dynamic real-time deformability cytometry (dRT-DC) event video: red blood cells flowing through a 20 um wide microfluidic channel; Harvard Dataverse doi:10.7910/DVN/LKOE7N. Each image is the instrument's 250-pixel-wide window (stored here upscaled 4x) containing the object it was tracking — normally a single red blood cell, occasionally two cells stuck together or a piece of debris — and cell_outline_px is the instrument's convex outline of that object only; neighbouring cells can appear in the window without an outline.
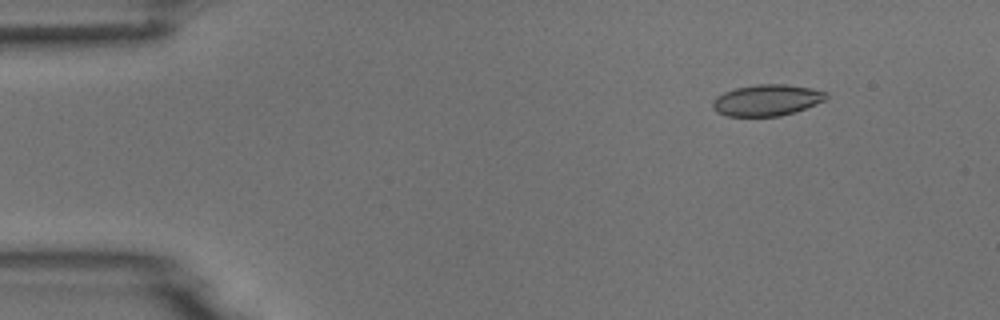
{"species": "common noctule bat (a hibernating species)", "species_latin": "Nyctalus noctula", "temperature_condition": "room temperature", "stored_images_in_passage": 5, "camera_frame_rate_fps": 3000, "um_per_image_px": 0.085, "animal": {"sex": "male", "body_mass_g": 18.8}, "frame": {"image": 1, "passage_image": 1, "time_ms": 0.0, "image_size_px": [1000, 320], "cell_outline_px": [[828, 96], [824, 100], [816, 104], [796, 112], [780, 116], [728, 116], [716, 112], [712, 108], [712, 104], [716, 96], [724, 92], [736, 88], [756, 84], [784, 84], [812, 88], [828, 92]], "centroid_in_image_um": [65.19, 8.51], "position_along_channel_um": 19.8, "area_um2": 20.81}}
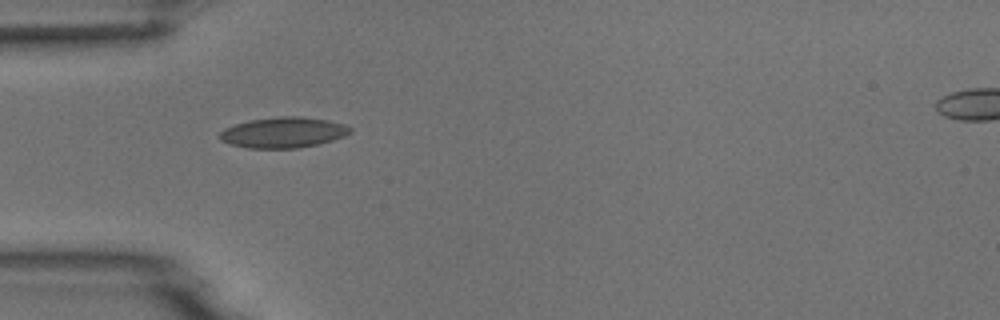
{"frame": {"image": 2, "passage_image": 4, "time_ms": 3.333, "image_size_px": [1000, 320], "cell_outline_px": [[352, 132], [344, 136], [332, 140], [316, 144], [296, 148], [248, 148], [232, 144], [220, 140], [220, 132], [224, 128], [248, 120], [276, 116], [300, 116], [328, 120], [344, 124], [352, 128]], "centroid_in_image_um": [24.09, 11.25], "position_along_channel_um": 60.9, "area_um2": 23.24}}